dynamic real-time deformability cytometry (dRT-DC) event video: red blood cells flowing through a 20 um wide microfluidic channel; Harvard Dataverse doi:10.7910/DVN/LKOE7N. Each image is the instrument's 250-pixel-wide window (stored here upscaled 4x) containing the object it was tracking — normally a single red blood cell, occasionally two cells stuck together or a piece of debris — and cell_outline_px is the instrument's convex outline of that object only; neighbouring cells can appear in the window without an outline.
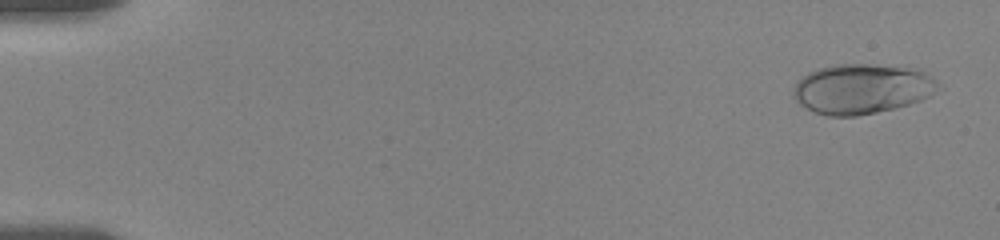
{"species": "human", "species_latin": "Homo sapiens", "temperature_condition": "room temperature", "stored_images_in_passage": 44, "camera_frame_rate_fps": 3000, "um_per_image_px": 0.085, "donor": {"sex": "female"}, "frame": {"image": 1, "passage_image": 2, "time_ms": 0.333, "image_size_px": [1000, 240], "cell_outline_px": [[936, 88], [928, 96], [920, 100], [896, 108], [856, 116], [828, 116], [812, 112], [800, 104], [792, 96], [792, 92], [796, 84], [808, 72], [820, 68], [836, 64], [868, 64], [904, 68], [924, 72], [936, 80]], "centroid_in_image_um": [73.18, 7.57], "position_along_channel_um": 11.8, "area_um2": 41.5}}
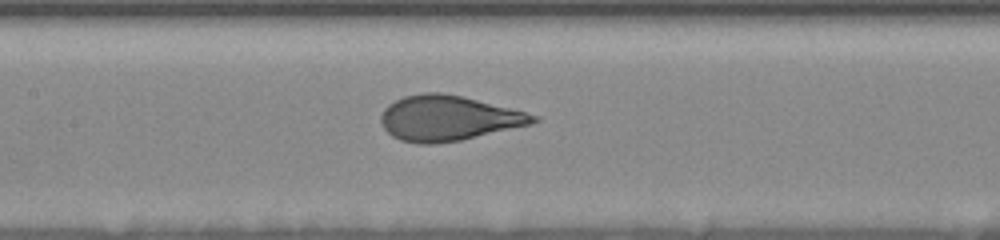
{"frame": {"image": 2, "passage_image": 26, "time_ms": 8.667, "image_size_px": [1000, 240], "cell_outline_px": [[540, 120], [532, 124], [460, 140], [436, 144], [420, 144], [400, 140], [392, 136], [384, 128], [380, 120], [380, 116], [384, 108], [388, 104], [404, 96], [424, 92], [440, 92], [460, 96], [540, 116]], "centroid_in_image_um": [38.06, 10.05], "position_along_channel_um": 169.3, "area_um2": 39.77}}
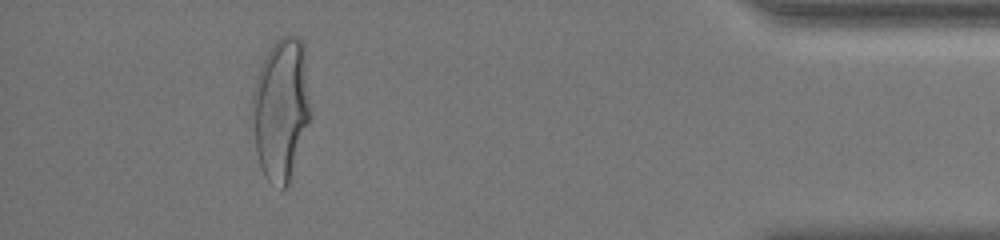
{"frame": {"image": 3, "passage_image": 43, "time_ms": 16.667, "image_size_px": [1000, 240], "cell_outline_px": [[312, 116], [288, 184], [284, 188], [280, 188], [268, 180], [264, 176], [256, 152], [248, 120], [252, 92], [260, 64], [272, 44], [276, 40], [284, 36], [300, 36], [304, 40]], "centroid_in_image_um": [23.86, 9.24], "position_along_channel_um": 411.3, "area_um2": 49.82}, "authors_computed_cell_mechanics": {"area_um2": 39.9109, "velocity_mm_per_s": 3.6164, "shape_relaxation_time_tau1_ms": 4.9585, "shape_relaxation_time_tau2_ms": null, "deformation_change_tau1": 0.2165, "deformation_change_tau2": null}}